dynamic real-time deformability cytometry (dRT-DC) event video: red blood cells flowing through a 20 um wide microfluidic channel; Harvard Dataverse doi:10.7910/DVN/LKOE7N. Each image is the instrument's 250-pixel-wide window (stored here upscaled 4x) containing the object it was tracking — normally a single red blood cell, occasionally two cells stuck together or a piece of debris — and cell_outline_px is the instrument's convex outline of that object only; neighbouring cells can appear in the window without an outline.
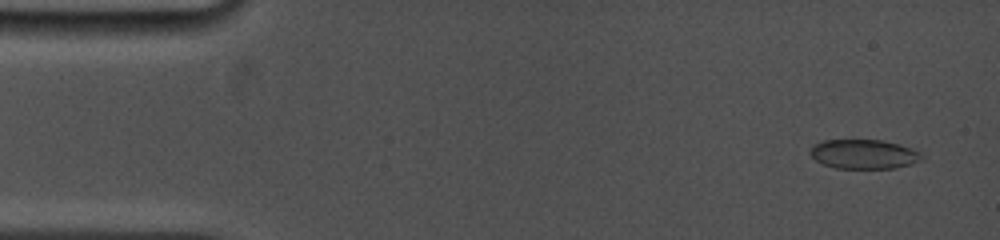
{"species": "common noctule bat (a hibernating species)", "species_latin": "Nyctalus noctula", "temperature_condition": "cold", "stored_images_in_passage": 41, "camera_frame_rate_fps": 5000, "um_per_image_px": 0.085, "animal": {"sex": "female", "body_mass_g": 19.0, "forearm_length_mm": 53.3}, "frame": {"image": 1, "passage_image": 3, "time_ms": 0.6, "image_size_px": [1000, 240], "cell_outline_px": [[924, 156], [920, 160], [912, 164], [896, 168], [836, 168], [824, 164], [816, 160], [808, 152], [820, 140], [884, 140], [912, 148], [920, 152]], "centroid_in_image_um": [73.45, 13.1], "position_along_channel_um": 11.6, "area_um2": 19.07}}
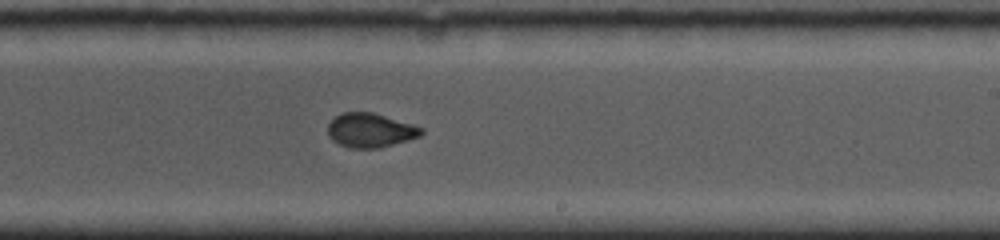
{"frame": {"image": 2, "passage_image": 23, "time_ms": 9.8, "image_size_px": [1000, 240], "cell_outline_px": [[424, 132], [420, 136], [408, 140], [380, 148], [348, 148], [332, 140], [328, 136], [328, 124], [336, 116], [344, 112], [372, 112], [412, 124], [424, 128]], "centroid_in_image_um": [31.48, 11.08], "position_along_channel_um": 257.5, "area_um2": 18.61}}
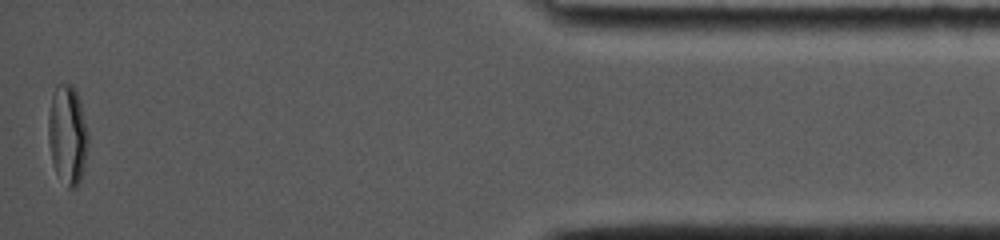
{"frame": {"image": 3, "passage_image": 41, "time_ms": 15.8, "image_size_px": [1000, 240], "cell_outline_px": [[88, 144], [84, 168], [80, 180], [76, 188], [68, 188], [56, 172], [52, 160], [48, 140], [48, 116], [52, 96], [56, 84], [72, 84], [80, 100], [88, 132]], "centroid_in_image_um": [5.74, 11.45], "position_along_channel_um": 429.5, "area_um2": 23.06}}